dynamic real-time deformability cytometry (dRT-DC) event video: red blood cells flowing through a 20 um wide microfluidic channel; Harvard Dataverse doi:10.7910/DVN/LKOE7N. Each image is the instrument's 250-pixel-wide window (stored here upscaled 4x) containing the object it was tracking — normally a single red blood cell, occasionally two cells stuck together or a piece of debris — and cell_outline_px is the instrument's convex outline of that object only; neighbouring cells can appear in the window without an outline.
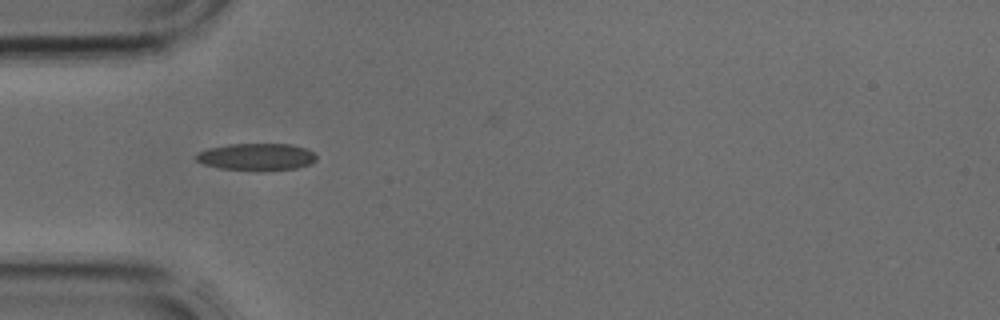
{"species": "common noctule bat (a hibernating species)", "species_latin": "Nyctalus noctula", "temperature_condition": "cold", "stored_images_in_passage": 2, "camera_frame_rate_fps": 3000, "um_per_image_px": 0.085, "animal": {"sex": "male", "body_mass_g": 17.9, "forearm_length_mm": 54.2}, "frame": {"image": 1, "passage_image": 1, "time_ms": 0.0, "image_size_px": [1000, 320], "cell_outline_px": [[316, 160], [308, 164], [296, 168], [260, 172], [220, 168], [204, 164], [196, 160], [196, 152], [208, 148], [228, 144], [292, 144], [308, 148], [316, 152]], "centroid_in_image_um": [21.83, 13.34], "position_along_channel_um": 63.2, "area_um2": 19.42}}